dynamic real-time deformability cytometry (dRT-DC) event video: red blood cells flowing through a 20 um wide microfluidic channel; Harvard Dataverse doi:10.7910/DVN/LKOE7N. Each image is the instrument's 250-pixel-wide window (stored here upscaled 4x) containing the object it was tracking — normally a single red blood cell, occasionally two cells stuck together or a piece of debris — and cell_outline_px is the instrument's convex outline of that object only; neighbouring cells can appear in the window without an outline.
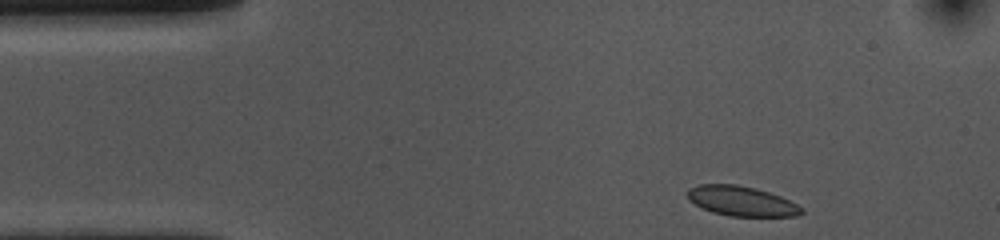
{"species": "common noctule bat (a hibernating species)", "species_latin": "Nyctalus noctula", "temperature_condition": "cold", "stored_images_in_passage": 38, "camera_frame_rate_fps": 3000, "um_per_image_px": 0.085, "animal": {"sex": "female", "body_mass_g": 10.0, "forearm_length_mm": 53.1}, "frame": {"image": 1, "passage_image": 1, "time_ms": 0.0, "image_size_px": [1000, 240], "cell_outline_px": [[804, 212], [796, 216], [728, 216], [712, 212], [688, 200], [688, 188], [700, 184], [736, 184], [756, 188], [780, 196], [804, 208]], "centroid_in_image_um": [63.03, 17.09], "position_along_channel_um": 22.0, "area_um2": 19.77}}
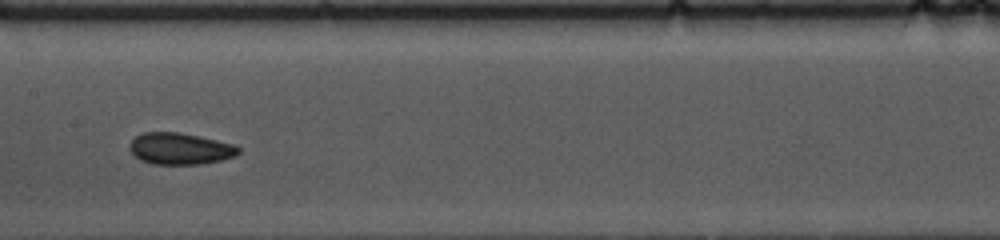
{"frame": {"image": 2, "passage_image": 20, "time_ms": 6.333, "image_size_px": [1000, 240], "cell_outline_px": [[240, 152], [236, 156], [224, 160], [196, 164], [152, 164], [140, 160], [128, 148], [128, 144], [136, 136], [144, 132], [180, 132], [236, 144], [240, 148]], "centroid_in_image_um": [15.33, 12.63], "position_along_channel_um": 192.1, "area_um2": 20.23}}
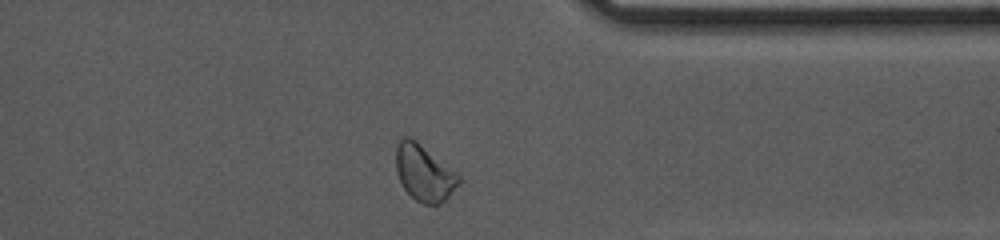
{"frame": {"image": 3, "passage_image": 36, "time_ms": 11.667, "image_size_px": [1000, 240], "cell_outline_px": [[460, 180], [448, 196], [440, 204], [424, 204], [416, 200], [404, 188], [396, 172], [396, 144], [404, 136], [408, 136], [416, 140], [456, 172], [460, 176]], "centroid_in_image_um": [36.02, 14.67], "position_along_channel_um": 375.4, "area_um2": 20.23}, "authors_computed_cell_mechanics": {"area_um2": 19.9699, "velocity_mm_per_s": 3.6031, "shape_relaxation_time_tau1_ms": 6.205, "shape_relaxation_time_tau2_ms": 2.8377, "deformation_change_tau1": 0.1005, "deformation_change_tau2": 0.0744}}